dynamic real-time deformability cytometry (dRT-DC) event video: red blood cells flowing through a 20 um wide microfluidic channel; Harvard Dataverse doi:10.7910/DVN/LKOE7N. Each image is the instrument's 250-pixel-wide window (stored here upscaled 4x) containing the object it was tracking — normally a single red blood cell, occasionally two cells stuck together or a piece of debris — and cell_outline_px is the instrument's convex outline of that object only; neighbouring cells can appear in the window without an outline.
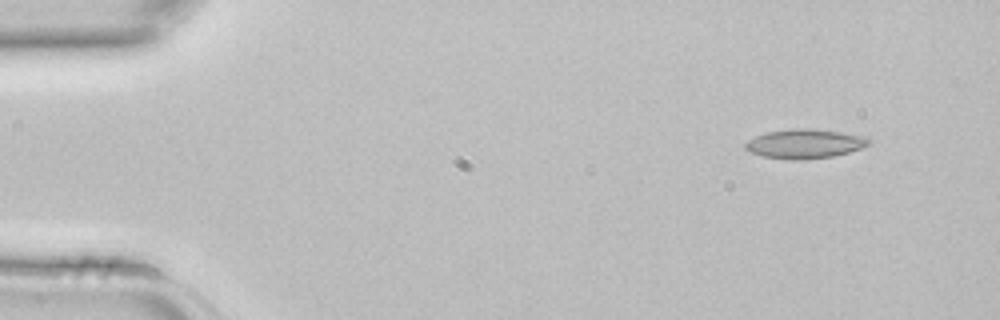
{"species": "common noctule bat (a hibernating species)", "species_latin": "Nyctalus noctula", "temperature_condition": "room temperature", "stored_images_in_passage": 3, "camera_frame_rate_fps": 3000, "um_per_image_px": 0.085, "animal": {"sex": "female", "body_mass_g": 22.7, "forearm_length_mm": 54.2}, "frame": {"image": 1, "passage_image": 1, "time_ms": 0.0, "image_size_px": [1000, 320], "cell_outline_px": [[872, 144], [848, 152], [832, 156], [800, 160], [792, 160], [764, 156], [752, 152], [744, 148], [744, 144], [748, 140], [764, 132], [792, 128], [816, 128], [864, 136], [872, 140]], "centroid_in_image_um": [68.41, 12.2], "position_along_channel_um": 16.6, "area_um2": 21.15}}
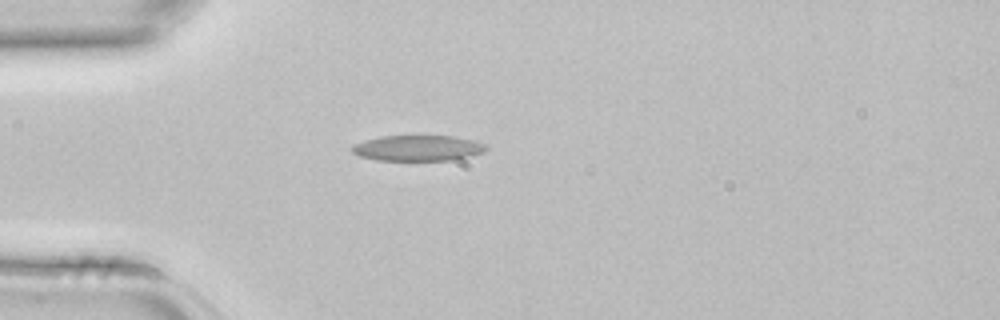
{"frame": {"image": 2, "passage_image": 3, "time_ms": 0.667, "image_size_px": [1000, 320], "cell_outline_px": [[488, 148], [484, 152], [452, 160], [376, 160], [356, 156], [352, 152], [352, 144], [364, 140], [380, 136], [456, 136], [472, 140], [484, 144]], "centroid_in_image_um": [35.46, 12.58], "position_along_channel_um": 49.5, "area_um2": 20.11}}